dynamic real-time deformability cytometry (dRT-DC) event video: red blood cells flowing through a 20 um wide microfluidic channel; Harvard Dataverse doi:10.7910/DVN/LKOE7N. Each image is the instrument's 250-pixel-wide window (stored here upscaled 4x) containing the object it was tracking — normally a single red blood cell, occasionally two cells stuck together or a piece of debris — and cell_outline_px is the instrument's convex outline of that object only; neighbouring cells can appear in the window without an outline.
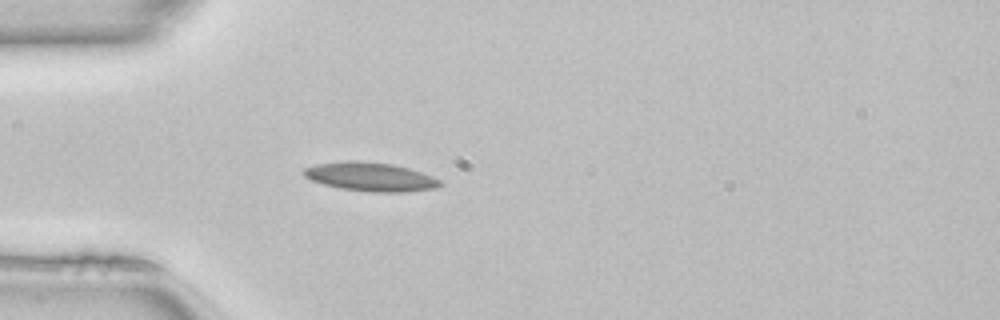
{"species": "common noctule bat (a hibernating species)", "species_latin": "Nyctalus noctula", "temperature_condition": "room temperature", "stored_images_in_passage": 43, "camera_frame_rate_fps": 3000, "um_per_image_px": 0.085, "animal": {"sex": "female", "body_mass_g": 22.7, "forearm_length_mm": 54.2}, "frame": {"image": 1, "passage_image": 7, "time_ms": 2.0, "image_size_px": [1000, 320], "cell_outline_px": [[444, 184], [436, 188], [404, 192], [368, 192], [340, 188], [324, 184], [312, 180], [304, 176], [304, 168], [316, 164], [348, 160], [356, 160], [392, 164], [408, 168], [432, 176], [440, 180]], "centroid_in_image_um": [31.5, 15.03], "position_along_channel_um": 53.5, "area_um2": 22.83}}
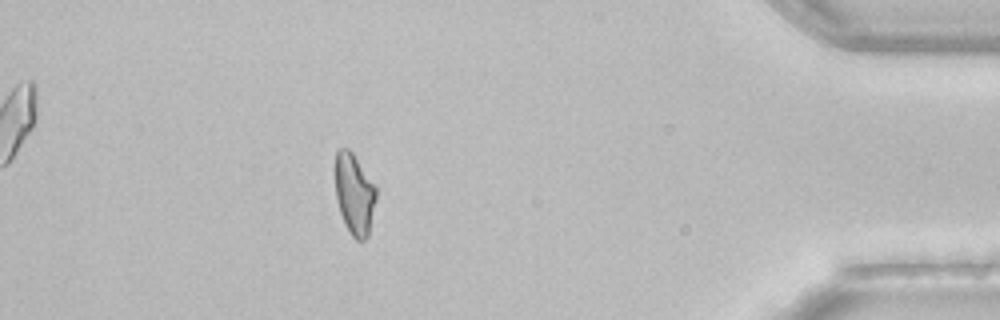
{"frame": {"image": 2, "passage_image": 37, "time_ms": 12.0, "image_size_px": [1000, 320], "cell_outline_px": [[376, 200], [368, 236], [364, 240], [356, 240], [352, 236], [344, 224], [336, 200], [332, 168], [336, 152], [340, 148], [348, 148], [352, 152], [376, 184]], "centroid_in_image_um": [30.08, 16.44], "position_along_channel_um": 405.1, "area_um2": 20.11}, "authors_computed_cell_mechanics": {"area_um2": 20.2878, "velocity_mm_per_s": 4.0933, "shape_relaxation_time_tau1_ms": null, "shape_relaxation_time_tau2_ms": 3.7062, "deformation_change_tau1": null, "deformation_change_tau2": 0.0993}}